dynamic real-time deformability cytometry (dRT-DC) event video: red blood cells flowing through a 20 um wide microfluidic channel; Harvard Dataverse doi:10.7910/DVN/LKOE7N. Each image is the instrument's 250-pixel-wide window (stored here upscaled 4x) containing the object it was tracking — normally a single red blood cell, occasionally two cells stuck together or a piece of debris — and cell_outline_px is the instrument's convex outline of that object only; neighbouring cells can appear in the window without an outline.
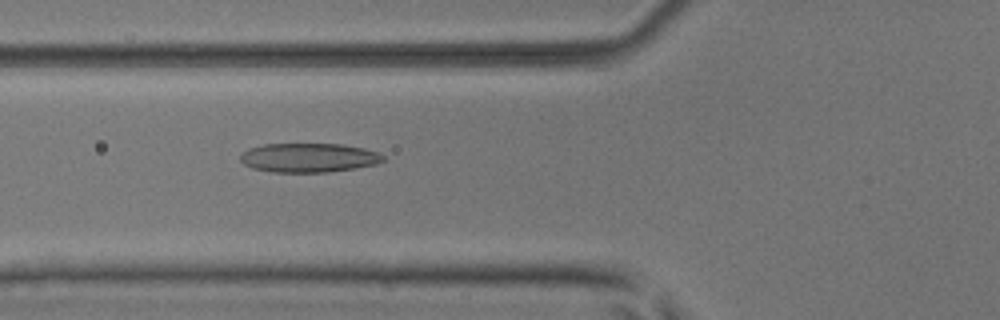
{"species": "common noctule bat (a hibernating species)", "species_latin": "Nyctalus noctula", "temperature_condition": "room temperature", "stored_images_in_passage": 52, "camera_frame_rate_fps": 3000, "um_per_image_px": 0.085, "animal": {"sex": "male", "body_mass_g": 17.9, "forearm_length_mm": 54.2}, "frame": {"image": 1, "passage_image": 20, "time_ms": 6.333, "image_size_px": [1000, 320], "cell_outline_px": [[384, 160], [376, 164], [356, 168], [328, 172], [272, 172], [252, 168], [244, 164], [240, 160], [240, 156], [248, 148], [264, 144], [344, 144], [364, 148], [380, 152], [384, 156]], "centroid_in_image_um": [26.26, 13.4], "position_along_channel_um": 99.5, "area_um2": 24.39}}
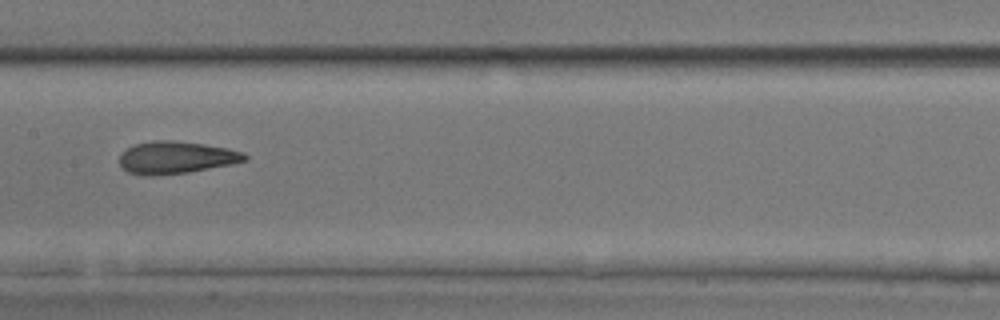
{"frame": {"image": 2, "passage_image": 27, "time_ms": 8.667, "image_size_px": [1000, 320], "cell_outline_px": [[248, 160], [232, 164], [188, 172], [152, 176], [148, 176], [128, 172], [120, 164], [120, 152], [136, 144], [152, 140], [172, 140], [204, 144], [228, 148], [244, 152], [248, 156]], "centroid_in_image_um": [14.98, 13.38], "position_along_channel_um": 192.4, "area_um2": 23.64}}
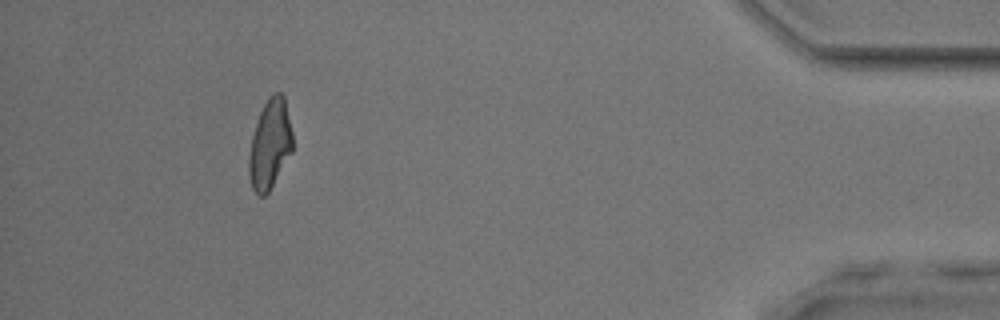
{"frame": {"image": 3, "passage_image": 48, "time_ms": 15.667, "image_size_px": [1000, 320], "cell_outline_px": [[292, 152], [268, 192], [264, 196], [260, 196], [252, 188], [248, 172], [248, 156], [252, 136], [260, 112], [268, 96], [272, 92], [280, 92], [284, 96], [292, 132]], "centroid_in_image_um": [22.93, 12.24], "position_along_channel_um": 412.3, "area_um2": 22.66}, "authors_computed_cell_mechanics": {"area_um2": 23.6402, "velocity_mm_per_s": 3.975, "shape_relaxation_time_tau1_ms": 4.9307, "shape_relaxation_time_tau2_ms": 2.0615, "deformation_change_tau1": 0.1701, "deformation_change_tau2": 0.1008}}